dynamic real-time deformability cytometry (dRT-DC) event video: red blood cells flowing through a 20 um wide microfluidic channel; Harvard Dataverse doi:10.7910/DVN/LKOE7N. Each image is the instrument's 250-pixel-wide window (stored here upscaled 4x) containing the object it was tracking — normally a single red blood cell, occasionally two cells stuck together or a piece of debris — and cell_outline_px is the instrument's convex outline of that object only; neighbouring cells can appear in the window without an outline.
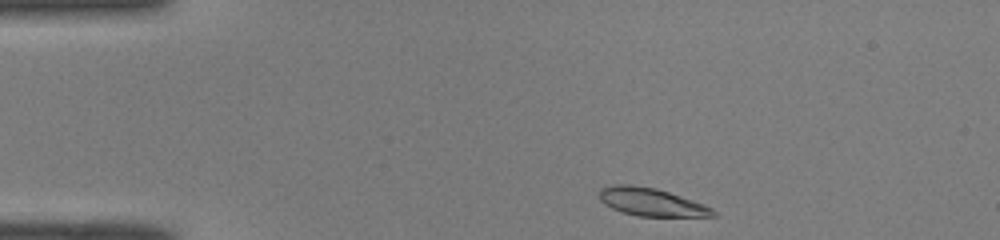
{"species": "common noctule bat (a hibernating species)", "species_latin": "Nyctalus noctula", "temperature_condition": "room temperature", "stored_images_in_passage": 42, "camera_frame_rate_fps": 3000, "um_per_image_px": 0.085, "animal": {"sex": "male", "body_mass_g": 19.0, "forearm_length_mm": 50.8}, "frame": {"image": 1, "passage_image": 1, "time_ms": 0.0, "image_size_px": [1000, 240], "cell_outline_px": [[716, 216], [636, 216], [612, 208], [604, 204], [600, 200], [600, 188], [612, 184], [632, 184], [656, 188], [704, 204], [712, 208], [716, 212]], "centroid_in_image_um": [55.34, 17.16], "position_along_channel_um": 29.7, "area_um2": 18.44}}
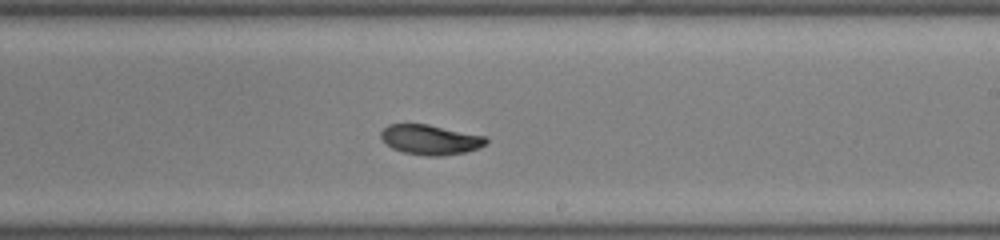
{"frame": {"image": 2, "passage_image": 22, "time_ms": 7.0, "image_size_px": [1000, 240], "cell_outline_px": [[488, 144], [480, 148], [464, 152], [444, 156], [428, 156], [404, 152], [392, 148], [380, 136], [380, 132], [388, 124], [428, 124], [488, 136]], "centroid_in_image_um": [36.64, 11.87], "position_along_channel_um": 252.4, "area_um2": 18.5}}
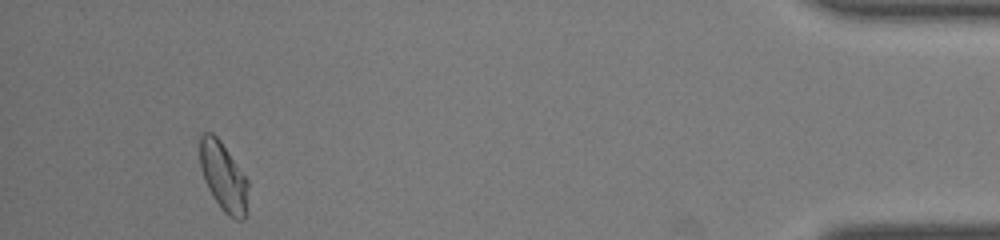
{"frame": {"image": 3, "passage_image": 39, "time_ms": 12.667, "image_size_px": [1000, 240], "cell_outline_px": [[248, 184], [244, 220], [236, 220], [228, 216], [220, 208], [212, 196], [204, 180], [200, 168], [196, 136], [204, 132], [212, 132], [220, 140], [248, 180]], "centroid_in_image_um": [18.91, 14.95], "position_along_channel_um": 416.3, "area_um2": 19.77}, "authors_computed_cell_mechanics": {"area_um2": 18.9006, "velocity_mm_per_s": 4.0492, "shape_relaxation_time_tau1_ms": 6.9271, "shape_relaxation_time_tau2_ms": 3.0616, "deformation_change_tau1": 0.1838, "deformation_change_tau2": 0.0561}}